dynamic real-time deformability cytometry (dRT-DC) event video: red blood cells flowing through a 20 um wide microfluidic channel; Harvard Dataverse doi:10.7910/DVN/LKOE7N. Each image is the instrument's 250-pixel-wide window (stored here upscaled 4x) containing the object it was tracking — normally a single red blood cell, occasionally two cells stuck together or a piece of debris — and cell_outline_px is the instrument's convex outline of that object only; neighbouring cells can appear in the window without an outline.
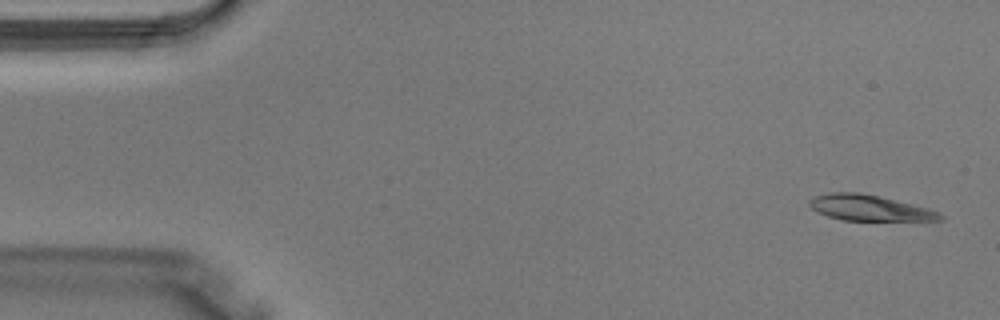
{"species": "Egyptian fruit bat (a non-hibernating species)", "species_latin": "Rousettus aegyptiacus", "temperature_condition": "warm", "stored_images_in_passage": 4, "camera_frame_rate_fps": 3000, "um_per_image_px": 0.085, "animal": {"sex": "male"}, "frame": {"image": 1, "passage_image": 1, "time_ms": 0.0, "image_size_px": [1000, 320], "cell_outline_px": [[944, 220], [844, 220], [828, 216], [812, 208], [808, 204], [808, 200], [816, 196], [828, 192], [860, 192], [880, 196], [928, 208], [940, 212], [944, 216]], "centroid_in_image_um": [73.92, 17.66], "position_along_channel_um": 11.1, "area_um2": 19.48}}